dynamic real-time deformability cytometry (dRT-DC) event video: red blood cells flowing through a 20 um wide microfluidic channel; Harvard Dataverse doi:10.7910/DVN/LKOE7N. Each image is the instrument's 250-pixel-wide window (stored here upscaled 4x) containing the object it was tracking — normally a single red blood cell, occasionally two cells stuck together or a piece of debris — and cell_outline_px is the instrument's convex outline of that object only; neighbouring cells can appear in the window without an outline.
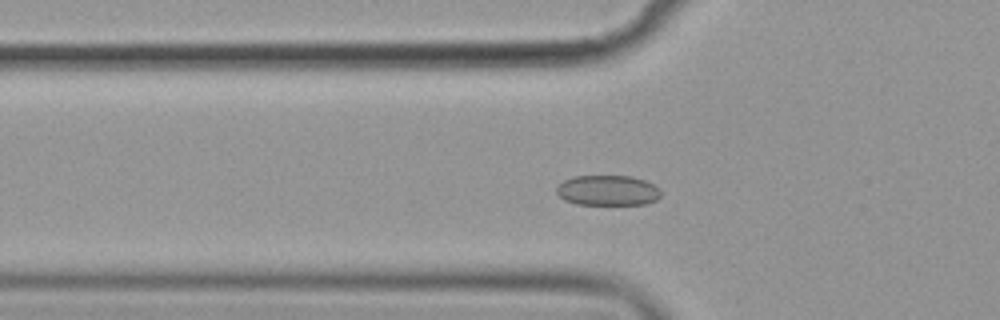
{"species": "common noctule bat (a hibernating species)", "species_latin": "Nyctalus noctula", "temperature_condition": "cold", "stored_images_in_passage": 50, "camera_frame_rate_fps": 3000, "um_per_image_px": 0.085, "animal": {"sex": "female", "body_mass_g": 19.9}, "frame": {"image": 1, "passage_image": 12, "time_ms": 3.667, "image_size_px": [1000, 320], "cell_outline_px": [[660, 196], [656, 200], [644, 204], [576, 204], [564, 200], [556, 192], [556, 184], [564, 180], [576, 176], [632, 176], [644, 180], [652, 184], [660, 192]], "centroid_in_image_um": [51.6, 16.18], "position_along_channel_um": 74.2, "area_um2": 18.32}}
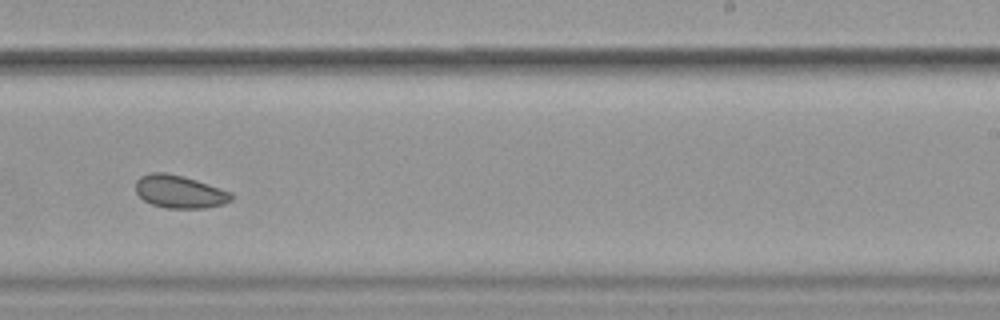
{"frame": {"image": 2, "passage_image": 29, "time_ms": 9.333, "image_size_px": [1000, 320], "cell_outline_px": [[232, 200], [224, 204], [208, 208], [164, 208], [152, 204], [144, 200], [136, 192], [136, 180], [140, 176], [152, 172], [164, 172], [184, 176], [232, 192]], "centroid_in_image_um": [15.27, 16.29], "position_along_channel_um": 273.7, "area_um2": 18.38}}
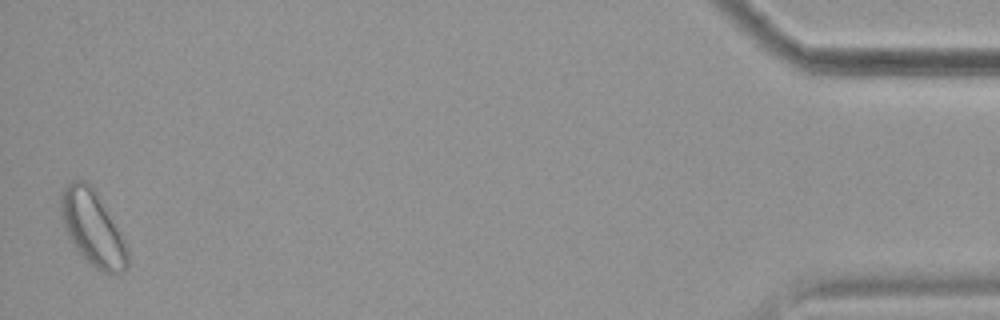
{"frame": {"image": 3, "passage_image": 49, "time_ms": 16.0, "image_size_px": [1000, 320], "cell_outline_px": [[128, 268], [124, 272], [104, 272], [96, 268], [80, 252], [68, 236], [64, 224], [60, 208], [60, 196], [64, 188], [72, 180], [84, 180], [96, 192], [124, 236], [128, 248]], "centroid_in_image_um": [7.91, 19.38], "position_along_channel_um": 427.3, "area_um2": 28.61}}